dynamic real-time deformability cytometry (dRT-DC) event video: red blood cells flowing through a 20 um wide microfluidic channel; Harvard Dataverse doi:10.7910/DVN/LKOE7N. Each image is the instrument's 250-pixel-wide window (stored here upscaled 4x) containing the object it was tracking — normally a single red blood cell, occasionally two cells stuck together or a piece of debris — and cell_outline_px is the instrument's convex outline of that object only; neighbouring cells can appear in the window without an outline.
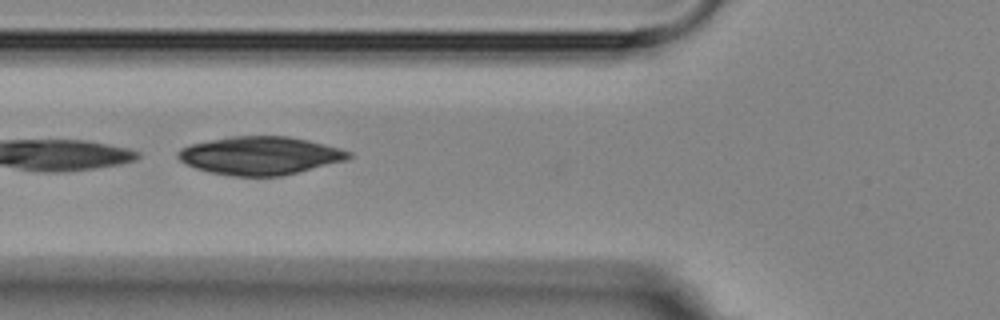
{"species": "Egyptian fruit bat (a non-hibernating species)", "species_latin": "Rousettus aegyptiacus", "temperature_condition": "room temperature", "stored_images_in_passage": 12, "camera_frame_rate_fps": 3000, "um_per_image_px": 0.085, "animal": {"sex": "female"}, "frame": {"image": 1, "passage_image": 4, "time_ms": 5.667, "image_size_px": [1000, 320], "cell_outline_px": [[352, 156], [348, 160], [280, 176], [232, 176], [208, 172], [196, 168], [180, 160], [176, 156], [176, 152], [180, 148], [192, 144], [232, 136], [288, 136], [308, 140], [340, 148], [352, 152]], "centroid_in_image_um": [22.12, 13.23], "position_along_channel_um": 103.7, "area_um2": 37.86}}
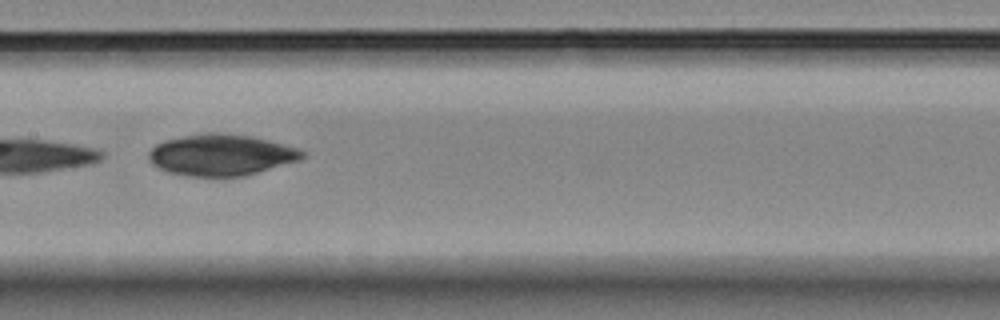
{"frame": {"image": 2, "passage_image": 6, "time_ms": 8.0, "image_size_px": [1000, 320], "cell_outline_px": [[308, 152], [300, 160], [244, 176], [188, 176], [168, 172], [152, 164], [148, 156], [148, 152], [156, 144], [164, 140], [204, 132], [220, 132], [252, 136], [300, 148]], "centroid_in_image_um": [18.82, 13.16], "position_along_channel_um": 188.6, "area_um2": 37.17}}
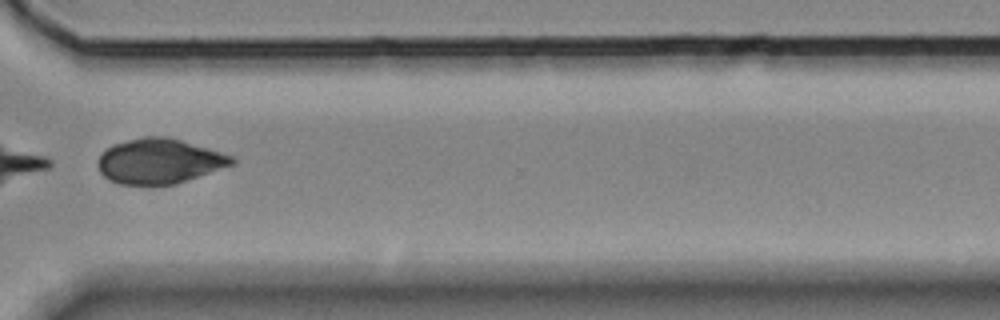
{"frame": {"image": 3, "passage_image": 10, "time_ms": 12.667, "image_size_px": [1000, 320], "cell_outline_px": [[236, 164], [176, 184], [120, 184], [108, 180], [100, 172], [100, 156], [112, 144], [144, 136], [168, 136], [208, 148], [232, 156], [236, 160]], "centroid_in_image_um": [13.58, 13.69], "position_along_channel_um": 357.0, "area_um2": 34.91}}